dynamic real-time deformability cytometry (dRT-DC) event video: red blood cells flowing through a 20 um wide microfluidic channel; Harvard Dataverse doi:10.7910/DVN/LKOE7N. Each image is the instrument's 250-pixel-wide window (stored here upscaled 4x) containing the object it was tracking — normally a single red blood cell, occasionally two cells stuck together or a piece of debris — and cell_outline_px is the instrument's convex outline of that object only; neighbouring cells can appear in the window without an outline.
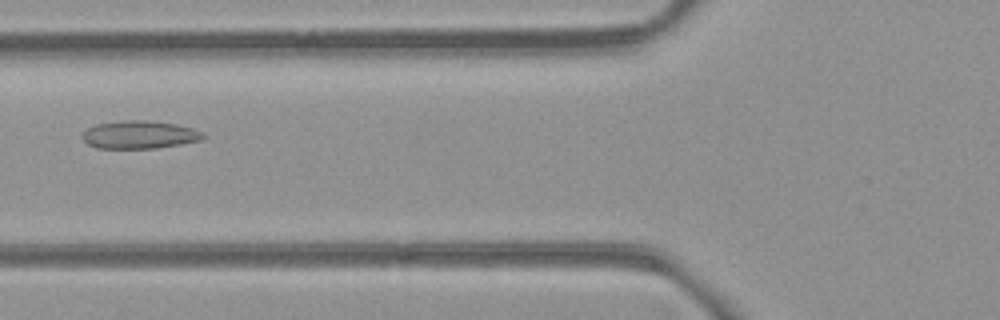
{"species": "common noctule bat (a hibernating species)", "species_latin": "Nyctalus noctula", "temperature_condition": "room temperature", "stored_images_in_passage": 7, "camera_frame_rate_fps": 3000, "um_per_image_px": 0.085, "animal": {"sex": "female", "body_mass_g": 21.9}, "frame": {"image": 1, "passage_image": 5, "time_ms": 5.667, "image_size_px": [1000, 320], "cell_outline_px": [[208, 136], [200, 140], [180, 144], [156, 148], [96, 148], [88, 144], [80, 136], [88, 128], [96, 124], [124, 120], [144, 120], [176, 124], [192, 128], [204, 132]], "centroid_in_image_um": [11.87, 11.45], "position_along_channel_um": 113.9, "area_um2": 19.65}}
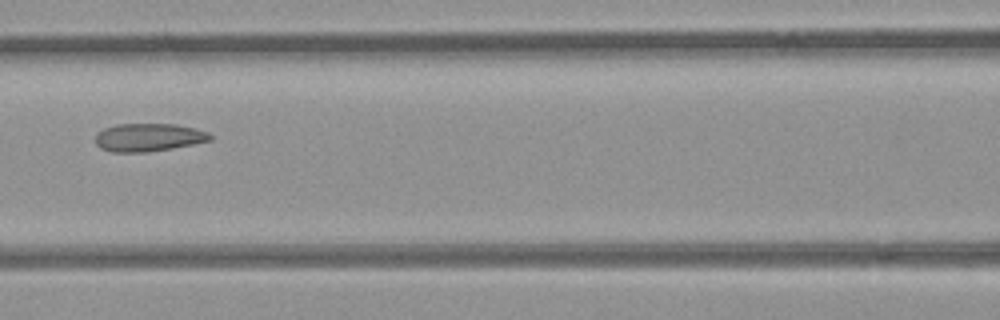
{"frame": {"image": 2, "passage_image": 6, "time_ms": 6.667, "image_size_px": [1000, 320], "cell_outline_px": [[212, 140], [172, 148], [148, 152], [112, 152], [100, 148], [96, 144], [96, 132], [104, 128], [116, 124], [176, 124], [196, 128], [208, 132], [212, 136]], "centroid_in_image_um": [12.61, 11.67], "position_along_channel_um": 154.0, "area_um2": 18.84}}
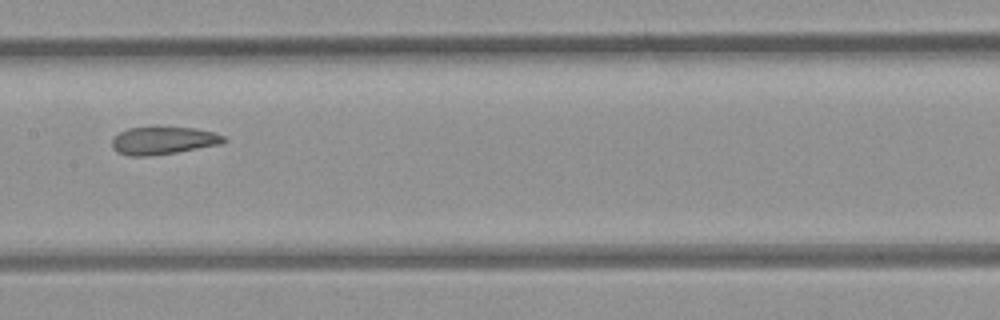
{"frame": {"image": 3, "passage_image": 7, "time_ms": 7.667, "image_size_px": [1000, 320], "cell_outline_px": [[228, 140], [220, 144], [176, 152], [148, 156], [128, 156], [116, 152], [112, 148], [112, 136], [128, 128], [152, 124], [160, 124], [196, 128], [212, 132], [224, 136]], "centroid_in_image_um": [13.82, 11.89], "position_along_channel_um": 193.6, "area_um2": 18.96}}